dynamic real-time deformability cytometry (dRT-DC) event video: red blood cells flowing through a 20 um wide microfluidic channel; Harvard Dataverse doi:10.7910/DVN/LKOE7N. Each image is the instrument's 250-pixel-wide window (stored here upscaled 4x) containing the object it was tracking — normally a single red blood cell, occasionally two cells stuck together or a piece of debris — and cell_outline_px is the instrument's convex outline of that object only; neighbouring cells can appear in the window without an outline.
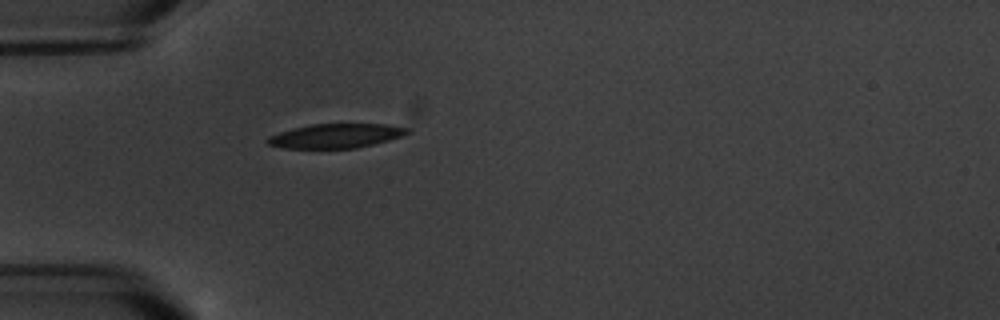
{"species": "common noctule bat (a hibernating species)", "species_latin": "Nyctalus noctula", "temperature_condition": "warm", "stored_images_in_passage": 1, "camera_frame_rate_fps": 3000, "um_per_image_px": 0.085, "animal": {"sex": "male", "body_mass_g": 20.1, "forearm_length_mm": 53.5}, "frame": {"image": 1, "passage_image": 1, "time_ms": 0.0, "image_size_px": [1000, 320], "cell_outline_px": [[412, 132], [388, 140], [356, 148], [284, 148], [268, 144], [264, 140], [268, 136], [280, 132], [312, 124], [384, 124], [408, 128]], "centroid_in_image_um": [28.53, 11.55], "position_along_channel_um": 56.5, "area_um2": 19.54}}